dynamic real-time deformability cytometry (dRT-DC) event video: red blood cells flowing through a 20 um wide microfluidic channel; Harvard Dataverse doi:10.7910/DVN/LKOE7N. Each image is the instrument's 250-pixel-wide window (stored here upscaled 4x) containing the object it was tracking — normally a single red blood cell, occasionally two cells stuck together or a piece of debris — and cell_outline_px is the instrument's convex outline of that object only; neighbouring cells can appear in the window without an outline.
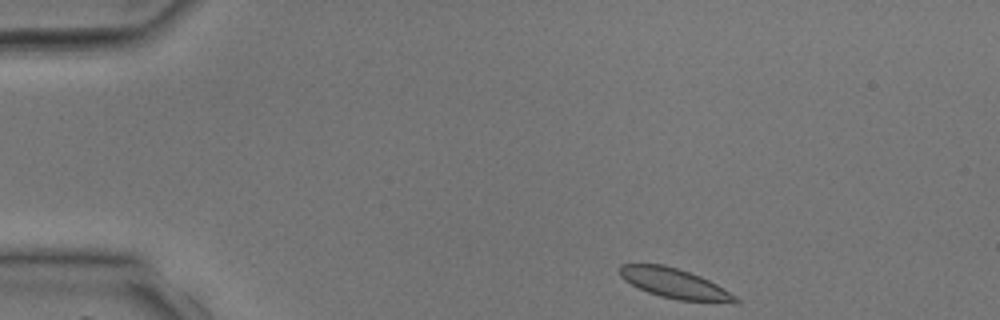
{"species": "common noctule bat (a hibernating species)", "species_latin": "Nyctalus noctula", "temperature_condition": "room temperature", "stored_images_in_passage": 34, "camera_frame_rate_fps": 3000, "um_per_image_px": 0.085, "animal": {"sex": "male", "body_mass_g": 17.9, "forearm_length_mm": 54.2}, "frame": {"image": 1, "passage_image": 1, "time_ms": 0.0, "image_size_px": [1000, 320], "cell_outline_px": [[740, 300], [736, 304], [676, 300], [660, 296], [648, 292], [624, 280], [620, 276], [616, 268], [620, 264], [664, 264], [700, 276], [716, 284], [736, 296]], "centroid_in_image_um": [57.34, 24.11], "position_along_channel_um": 27.7, "area_um2": 20.35}}
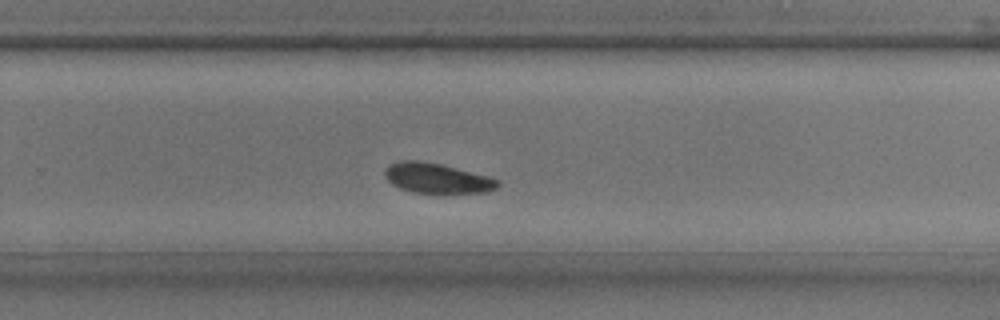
{"frame": {"image": 2, "passage_image": 21, "time_ms": 6.667, "image_size_px": [1000, 320], "cell_outline_px": [[500, 184], [496, 188], [484, 192], [412, 192], [400, 188], [392, 184], [384, 176], [384, 168], [388, 164], [400, 160], [416, 160], [440, 164], [488, 176], [500, 180]], "centroid_in_image_um": [37.09, 15.13], "position_along_channel_um": 292.7, "area_um2": 19.54}}
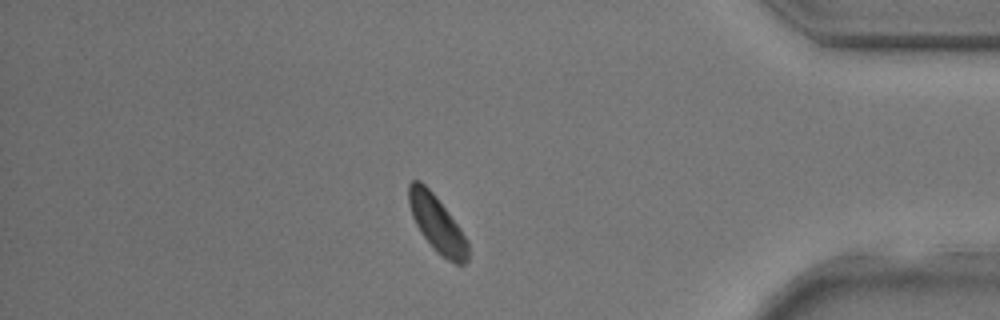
{"frame": {"image": 3, "passage_image": 29, "time_ms": 9.333, "image_size_px": [1000, 320], "cell_outline_px": [[468, 260], [464, 264], [456, 264], [448, 260], [436, 252], [420, 232], [412, 216], [408, 204], [408, 184], [412, 180], [420, 180], [436, 196], [460, 228], [468, 240]], "centroid_in_image_um": [37.14, 19.03], "position_along_channel_um": 398.1, "area_um2": 19.48}}